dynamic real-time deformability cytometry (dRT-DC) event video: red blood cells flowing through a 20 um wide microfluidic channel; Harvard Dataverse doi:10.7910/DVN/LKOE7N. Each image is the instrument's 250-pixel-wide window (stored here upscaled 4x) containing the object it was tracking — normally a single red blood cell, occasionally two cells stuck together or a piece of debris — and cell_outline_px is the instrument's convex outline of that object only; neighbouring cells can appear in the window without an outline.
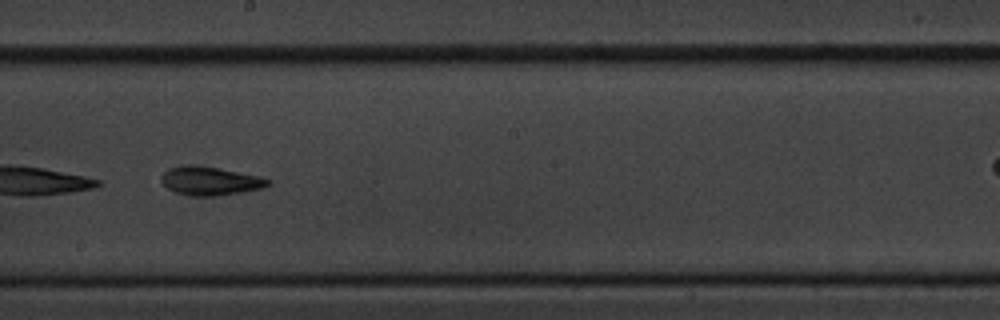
{"species": "common noctule bat (a hibernating species)", "species_latin": "Nyctalus noctula", "temperature_condition": "cold", "stored_images_in_passage": 11, "camera_frame_rate_fps": 3000, "um_per_image_px": 0.085, "animal": {"sex": "male", "body_mass_g": 20.1, "forearm_length_mm": 53.5}, "frame": {"image": 1, "passage_image": 8, "time_ms": 9.0, "image_size_px": [1000, 320], "cell_outline_px": [[272, 184], [264, 188], [216, 196], [192, 196], [176, 192], [168, 188], [160, 180], [160, 176], [168, 168], [184, 164], [220, 168], [260, 176], [272, 180]], "centroid_in_image_um": [17.88, 15.37], "position_along_channel_um": 230.3, "area_um2": 17.92}}
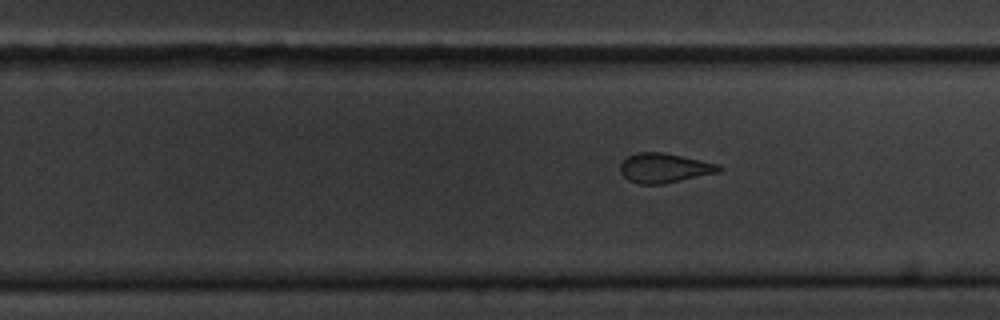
{"frame": {"image": 2, "passage_image": 11, "time_ms": 12.333, "image_size_px": [1000, 320], "cell_outline_px": [[724, 168], [720, 172], [664, 184], [640, 184], [628, 180], [620, 172], [620, 164], [628, 156], [636, 152], [660, 152], [720, 164]], "centroid_in_image_um": [56.48, 14.29], "position_along_channel_um": 273.3, "area_um2": 16.99}}